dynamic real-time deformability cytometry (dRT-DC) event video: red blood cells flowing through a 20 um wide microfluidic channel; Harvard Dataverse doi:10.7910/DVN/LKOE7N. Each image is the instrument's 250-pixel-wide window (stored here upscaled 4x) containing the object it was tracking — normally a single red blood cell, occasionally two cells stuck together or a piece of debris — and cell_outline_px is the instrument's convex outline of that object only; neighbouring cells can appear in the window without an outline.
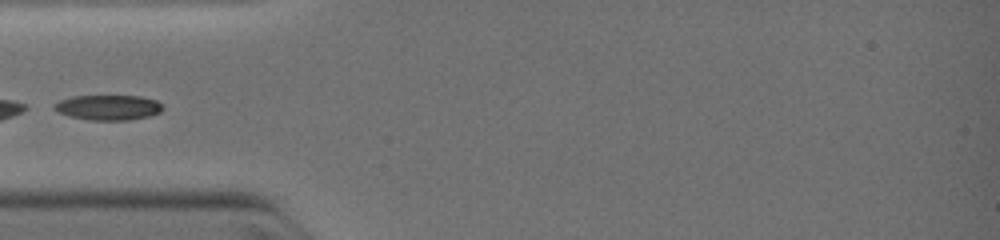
{"species": "common noctule bat (a hibernating species)", "species_latin": "Nyctalus noctula", "temperature_condition": "warm", "stored_images_in_passage": 36, "camera_frame_rate_fps": 3000, "um_per_image_px": 0.085, "animal": {"sex": "female", "body_mass_g": 19.0, "forearm_length_mm": 51.5}, "frame": {"image": 1, "passage_image": 1, "time_ms": 0.0, "image_size_px": [1000, 240], "cell_outline_px": [[164, 108], [160, 112], [148, 116], [128, 120], [92, 120], [68, 116], [52, 108], [52, 104], [60, 100], [72, 96], [140, 96], [156, 100]], "centroid_in_image_um": [9.17, 9.13], "position_along_channel_um": 75.8, "area_um2": 15.84}}
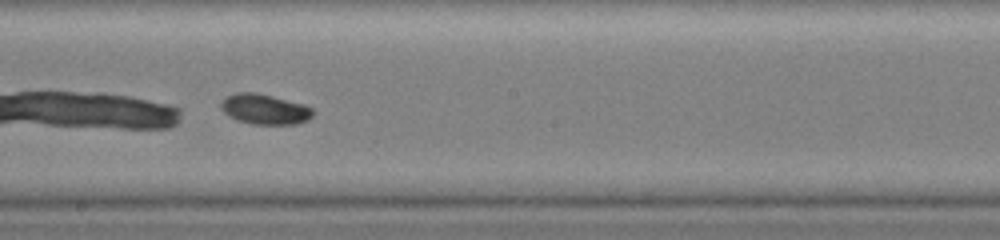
{"frame": {"image": 2, "passage_image": 14, "time_ms": 3.0, "image_size_px": [1000, 240], "cell_outline_px": [[316, 112], [308, 120], [296, 124], [252, 124], [236, 120], [228, 116], [220, 108], [220, 104], [228, 96], [236, 92], [256, 92], [304, 104], [312, 108]], "centroid_in_image_um": [22.52, 9.29], "position_along_channel_um": 225.7, "area_um2": 16.3}}
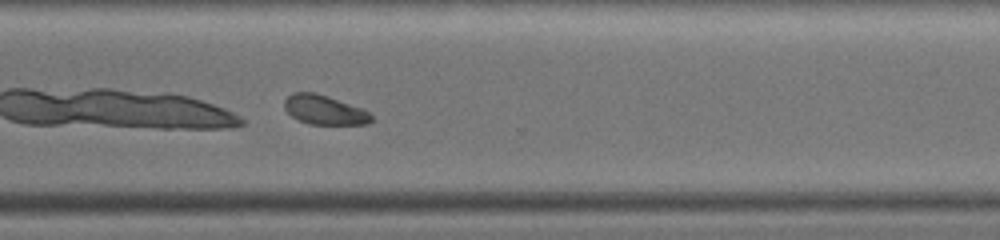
{"frame": {"image": 3, "passage_image": 24, "time_ms": 5.333, "image_size_px": [1000, 240], "cell_outline_px": [[372, 120], [368, 124], [308, 124], [292, 116], [284, 108], [284, 100], [292, 92], [316, 92], [364, 108], [372, 116]], "centroid_in_image_um": [27.58, 9.33], "position_along_channel_um": 343.0, "area_um2": 14.97}}